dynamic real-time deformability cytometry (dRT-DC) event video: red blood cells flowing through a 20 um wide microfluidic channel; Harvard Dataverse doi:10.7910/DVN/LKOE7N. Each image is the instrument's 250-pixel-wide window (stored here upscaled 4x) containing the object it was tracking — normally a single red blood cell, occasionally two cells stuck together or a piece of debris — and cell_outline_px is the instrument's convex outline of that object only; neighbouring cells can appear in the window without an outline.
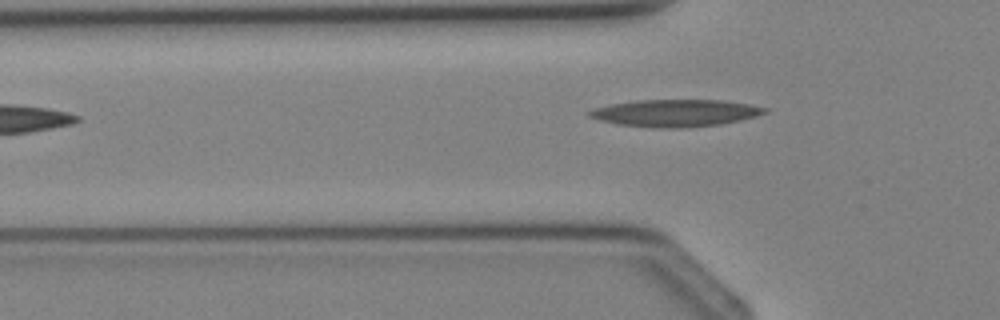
{"species": "Egyptian fruit bat (a non-hibernating species)", "species_latin": "Rousettus aegyptiacus", "temperature_condition": "cold", "stored_images_in_passage": 5, "camera_frame_rate_fps": 3000, "um_per_image_px": 0.085, "animal": {"sex": "female"}, "frame": {"image": 1, "passage_image": 5, "time_ms": 4.667, "image_size_px": [1000, 320], "cell_outline_px": [[768, 112], [756, 116], [740, 120], [720, 124], [680, 128], [656, 128], [616, 124], [600, 120], [588, 116], [588, 112], [596, 108], [612, 104], [636, 100], [724, 100], [748, 104], [768, 108]], "centroid_in_image_um": [57.43, 9.61], "position_along_channel_um": 68.4, "area_um2": 27.63}}